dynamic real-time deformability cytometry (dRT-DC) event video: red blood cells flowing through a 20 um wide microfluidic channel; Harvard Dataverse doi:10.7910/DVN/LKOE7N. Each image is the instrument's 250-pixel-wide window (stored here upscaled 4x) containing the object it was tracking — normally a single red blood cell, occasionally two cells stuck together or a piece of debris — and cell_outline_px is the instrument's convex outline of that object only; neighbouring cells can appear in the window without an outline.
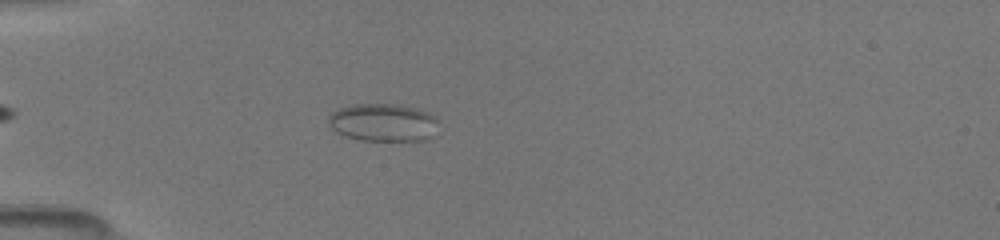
{"species": "common noctule bat (a hibernating species)", "species_latin": "Nyctalus noctula", "temperature_condition": "room temperature", "stored_images_in_passage": 30, "camera_frame_rate_fps": 3000, "um_per_image_px": 0.085, "animal": {"sex": "female", "body_mass_g": 19.5, "forearm_length_mm": 54.1}, "frame": {"image": 1, "passage_image": 4, "time_ms": 2.333, "image_size_px": [1000, 240], "cell_outline_px": [[436, 120], [432, 136], [424, 140], [360, 140], [336, 132], [328, 124], [328, 116], [336, 108], [352, 104], [396, 104], [416, 108], [428, 112], [436, 116]], "centroid_in_image_um": [32.51, 10.39], "position_along_channel_um": 52.5, "area_um2": 24.16}}
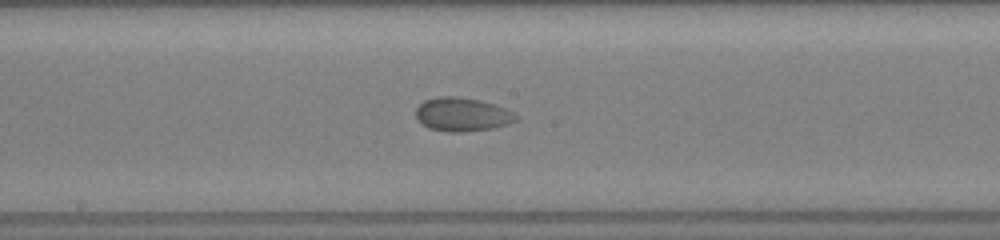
{"frame": {"image": 2, "passage_image": 14, "time_ms": 6.667, "image_size_px": [1000, 240], "cell_outline_px": [[516, 120], [492, 128], [460, 132], [448, 132], [428, 128], [420, 124], [416, 116], [416, 108], [424, 100], [436, 96], [452, 96], [480, 100], [504, 108], [512, 112], [516, 116]], "centroid_in_image_um": [39.2, 9.72], "position_along_channel_um": 209.0, "area_um2": 19.42}}
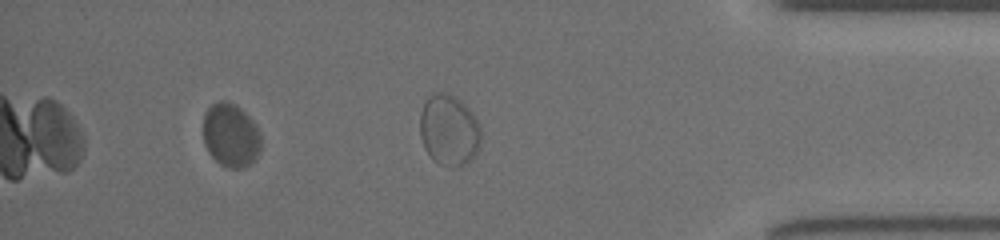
{"frame": {"image": 3, "passage_image": 27, "time_ms": 12.0, "image_size_px": [1000, 240], "cell_outline_px": [[260, 148], [256, 156], [248, 164], [240, 168], [232, 168], [220, 164], [208, 152], [204, 144], [204, 112], [212, 104], [220, 100], [224, 100], [240, 108], [252, 120], [260, 132]], "centroid_in_image_um": [19.59, 11.48], "position_along_channel_um": 415.6, "area_um2": 21.1}}